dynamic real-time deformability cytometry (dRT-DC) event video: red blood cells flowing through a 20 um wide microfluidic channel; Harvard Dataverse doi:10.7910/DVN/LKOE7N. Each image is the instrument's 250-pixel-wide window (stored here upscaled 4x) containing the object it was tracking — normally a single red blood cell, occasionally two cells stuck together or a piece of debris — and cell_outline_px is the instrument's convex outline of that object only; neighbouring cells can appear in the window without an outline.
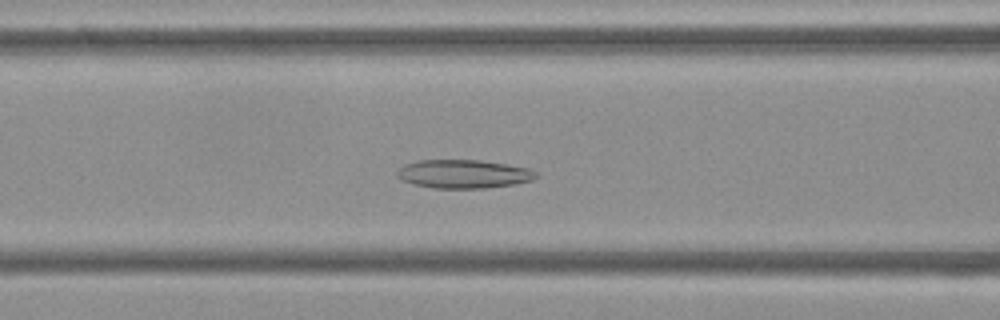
{"species": "Egyptian fruit bat (a non-hibernating species)", "species_latin": "Rousettus aegyptiacus", "temperature_condition": "cold", "stored_images_in_passage": 54, "camera_frame_rate_fps": 3000, "um_per_image_px": 0.085, "frame": {"image": 1, "passage_image": 21, "time_ms": 6.667, "image_size_px": [1000, 320], "cell_outline_px": [[540, 176], [532, 180], [516, 184], [488, 188], [436, 188], [416, 184], [400, 180], [396, 176], [396, 172], [404, 164], [416, 160], [480, 160], [528, 168], [536, 172]], "centroid_in_image_um": [39.4, 14.79], "position_along_channel_um": 127.2, "area_um2": 23.18}}
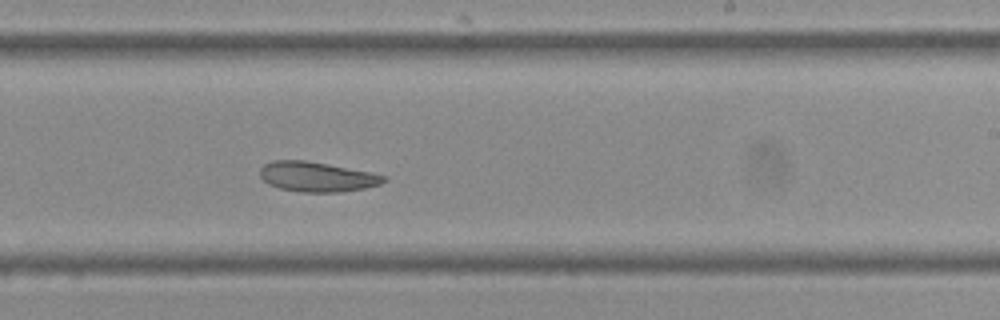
{"frame": {"image": 2, "passage_image": 32, "time_ms": 10.333, "image_size_px": [1000, 320], "cell_outline_px": [[388, 180], [380, 184], [364, 188], [340, 192], [300, 192], [280, 188], [268, 184], [260, 176], [260, 168], [264, 164], [272, 160], [304, 160], [328, 164], [372, 172], [388, 176]], "centroid_in_image_um": [26.96, 15.02], "position_along_channel_um": 262.0, "area_um2": 21.68}}
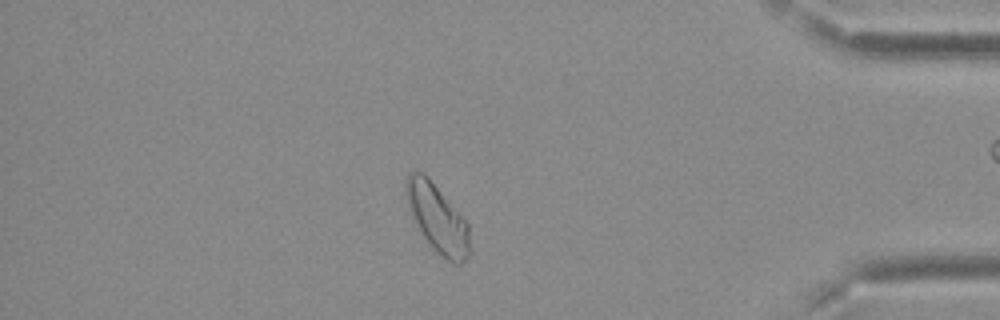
{"frame": {"image": 3, "passage_image": 46, "time_ms": 15.0, "image_size_px": [1000, 320], "cell_outline_px": [[468, 256], [460, 264], [452, 264], [432, 248], [428, 244], [412, 220], [408, 208], [404, 192], [404, 180], [408, 172], [424, 172], [468, 220]], "centroid_in_image_um": [37.13, 18.51], "position_along_channel_um": 398.1, "area_um2": 25.89}, "authors_computed_cell_mechanics": {"area_um2": 24.9985, "velocity_mm_per_s": 3.6882, "shape_relaxation_time_tau1_ms": null, "shape_relaxation_time_tau2_ms": 9.7405, "deformation_change_tau1": null, "deformation_change_tau2": 0.164}}